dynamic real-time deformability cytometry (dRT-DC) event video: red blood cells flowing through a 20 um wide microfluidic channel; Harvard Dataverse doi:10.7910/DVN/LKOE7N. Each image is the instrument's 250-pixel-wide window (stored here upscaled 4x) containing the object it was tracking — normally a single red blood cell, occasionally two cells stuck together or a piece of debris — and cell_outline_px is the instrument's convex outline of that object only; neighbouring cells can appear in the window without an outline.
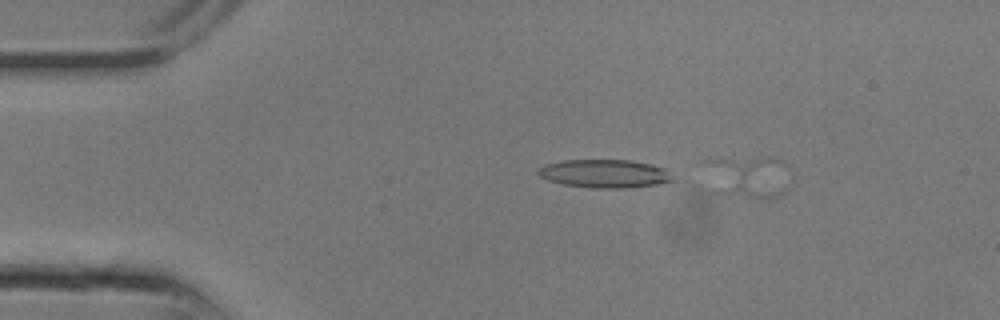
{"species": "common noctule bat (a hibernating species)", "species_latin": "Nyctalus noctula", "temperature_condition": "room temperature", "stored_images_in_passage": 3, "segment_of_instrument_passage": [1, 2], "camera_frame_rate_fps": 3000, "um_per_image_px": 0.085, "animal": {"sex": "male", "body_mass_g": 13.3}, "frame": {"image": 1, "passage_image": 2, "time_ms": 0.333, "image_size_px": [1000, 320], "cell_outline_px": [[676, 180], [656, 184], [628, 188], [592, 188], [564, 184], [548, 180], [540, 176], [536, 172], [544, 164], [564, 160], [632, 160], [652, 164], [664, 168]], "centroid_in_image_um": [51.4, 14.75], "position_along_channel_um": 33.6, "area_um2": 22.2}}